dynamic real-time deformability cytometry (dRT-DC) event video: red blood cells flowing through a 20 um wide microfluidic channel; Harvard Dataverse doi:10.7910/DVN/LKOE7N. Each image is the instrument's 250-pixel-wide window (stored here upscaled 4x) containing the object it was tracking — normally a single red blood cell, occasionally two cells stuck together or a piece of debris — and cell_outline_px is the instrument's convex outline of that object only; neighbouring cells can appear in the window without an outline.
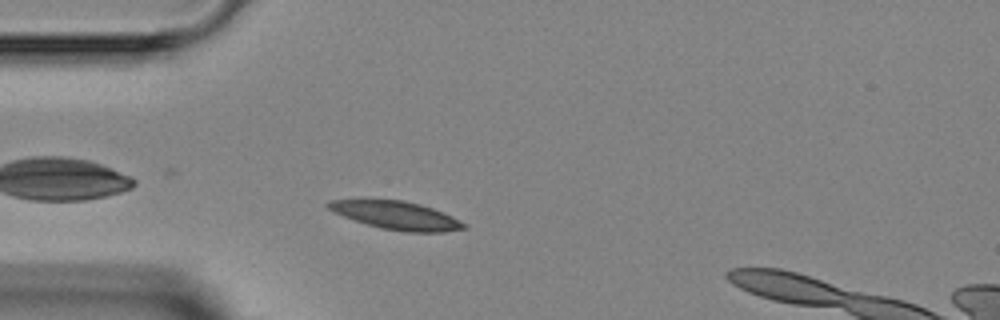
{"species": "Egyptian fruit bat (a non-hibernating species)", "species_latin": "Rousettus aegyptiacus", "temperature_condition": "room temperature", "stored_images_in_passage": 5, "camera_frame_rate_fps": 3000, "um_per_image_px": 0.085, "animal": {"sex": "female"}, "frame": {"image": 1, "passage_image": 5, "time_ms": 4.333, "image_size_px": [1000, 320], "cell_outline_px": [[468, 228], [444, 232], [408, 232], [380, 228], [344, 216], [328, 208], [324, 204], [328, 200], [404, 200], [420, 204], [432, 208], [452, 216], [468, 224]], "centroid_in_image_um": [33.75, 18.31], "position_along_channel_um": 51.2, "area_um2": 22.02}}